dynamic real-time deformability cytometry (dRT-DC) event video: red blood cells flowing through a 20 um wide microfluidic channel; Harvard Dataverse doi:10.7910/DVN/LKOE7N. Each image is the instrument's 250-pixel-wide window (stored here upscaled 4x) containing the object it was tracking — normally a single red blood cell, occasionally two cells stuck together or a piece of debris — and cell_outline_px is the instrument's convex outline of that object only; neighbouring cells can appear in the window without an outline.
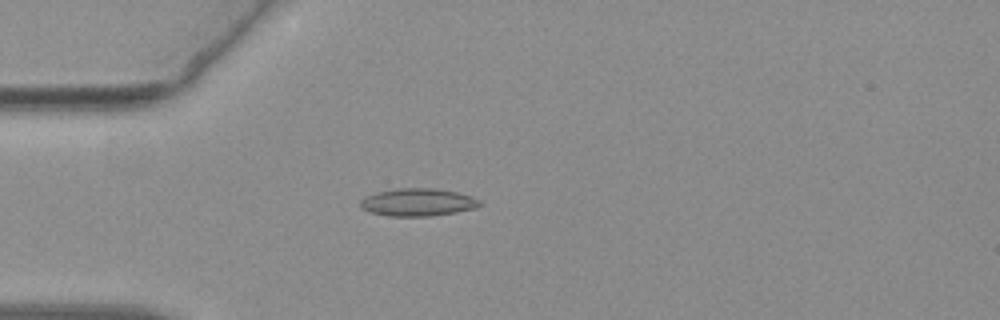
{"species": "common noctule bat (a hibernating species)", "species_latin": "Nyctalus noctula", "temperature_condition": "warm", "stored_images_in_passage": 43, "camera_frame_rate_fps": 3000, "um_per_image_px": 0.085, "animal": {"sex": "female", "body_mass_g": 19.3, "forearm_length_mm": 54.1}, "frame": {"image": 1, "passage_image": 3, "time_ms": 0.667, "image_size_px": [1000, 320], "cell_outline_px": [[484, 204], [476, 208], [456, 212], [432, 216], [388, 216], [372, 212], [364, 208], [360, 204], [360, 200], [364, 196], [376, 192], [400, 188], [432, 188], [456, 192], [472, 196], [480, 200]], "centroid_in_image_um": [35.55, 17.19], "position_along_channel_um": 49.4, "area_um2": 19.25}}
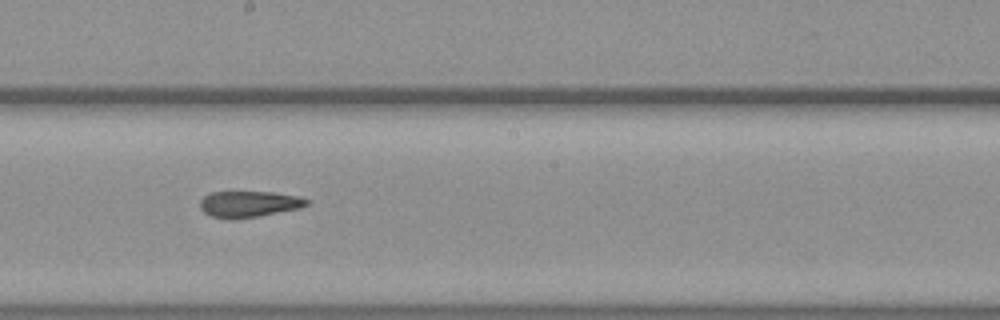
{"frame": {"image": 2, "passage_image": 18, "time_ms": 5.667, "image_size_px": [1000, 320], "cell_outline_px": [[312, 200], [308, 204], [300, 208], [260, 216], [232, 220], [212, 216], [204, 212], [200, 208], [200, 200], [204, 196], [212, 192], [272, 192], [300, 196]], "centroid_in_image_um": [21.19, 17.35], "position_along_channel_um": 227.0, "area_um2": 16.47}}
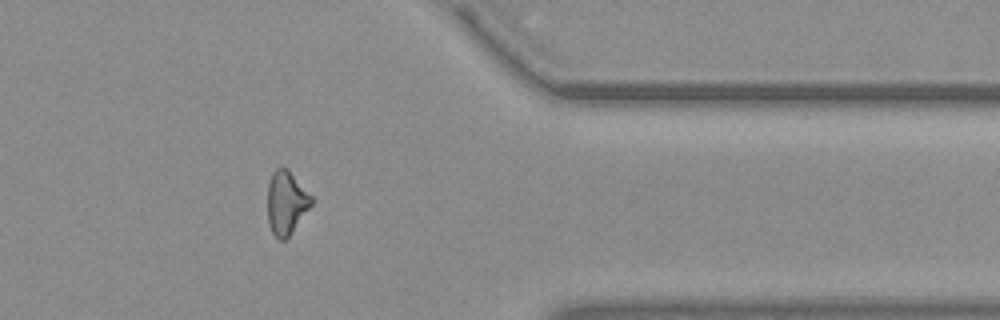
{"frame": {"image": 3, "passage_image": 32, "time_ms": 10.333, "image_size_px": [1000, 320], "cell_outline_px": [[312, 204], [288, 236], [284, 240], [280, 240], [272, 232], [268, 224], [268, 184], [272, 172], [280, 164], [288, 168], [312, 196]], "centroid_in_image_um": [24.32, 17.16], "position_along_channel_um": 387.1, "area_um2": 16.18}, "authors_computed_cell_mechanics": {"area_um2": 16.473, "velocity_mm_per_s": 3.7994, "shape_relaxation_time_tau1_ms": null, "shape_relaxation_time_tau2_ms": 6.3924, "deformation_change_tau1": null, "deformation_change_tau2": 0.1685}}